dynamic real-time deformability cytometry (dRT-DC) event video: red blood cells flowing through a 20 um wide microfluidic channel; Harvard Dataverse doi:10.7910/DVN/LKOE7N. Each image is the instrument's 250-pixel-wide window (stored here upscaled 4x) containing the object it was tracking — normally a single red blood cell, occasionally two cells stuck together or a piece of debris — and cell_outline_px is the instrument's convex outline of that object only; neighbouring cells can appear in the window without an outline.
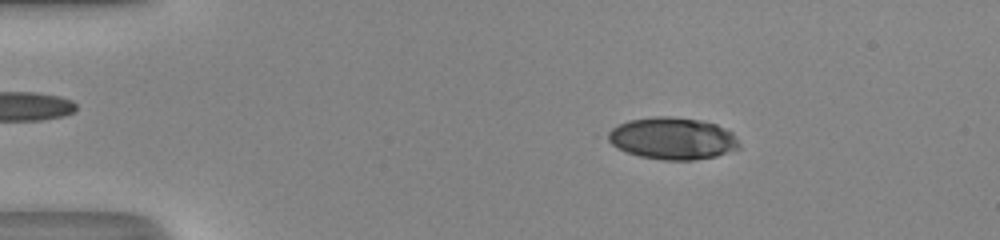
{"species": "human", "species_latin": "Homo sapiens", "temperature_condition": "room temperature", "stored_images_in_passage": 50, "camera_frame_rate_fps": 3000, "um_per_image_px": 0.085, "donor": {"sex": "male"}, "frame": {"image": 1, "passage_image": 9, "time_ms": 2.667, "image_size_px": [1000, 240], "cell_outline_px": [[740, 148], [716, 156], [692, 160], [664, 160], [640, 156], [628, 152], [596, 136], [628, 120], [652, 116], [672, 116], [704, 120], [716, 124], [732, 132], [740, 144]], "centroid_in_image_um": [57.09, 11.75], "position_along_channel_um": 27.9, "area_um2": 32.71}}
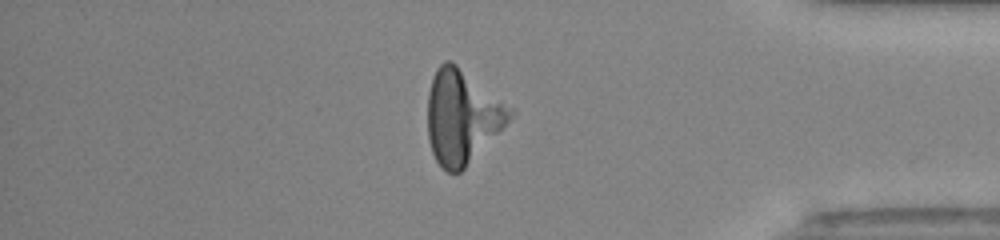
{"frame": {"image": 2, "passage_image": 43, "time_ms": 14.0, "image_size_px": [1000, 240], "cell_outline_px": [[512, 112], [508, 120], [464, 168], [460, 172], [448, 172], [436, 160], [432, 152], [428, 140], [428, 92], [432, 76], [436, 68], [444, 60], [452, 60], [512, 108]], "centroid_in_image_um": [39.21, 9.87], "position_along_channel_um": 396.0, "area_um2": 43.99}}
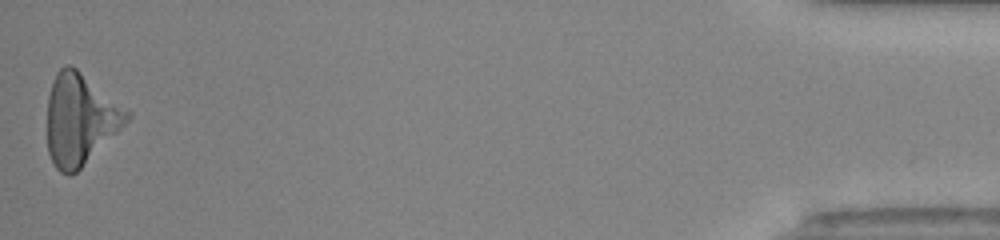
{"frame": {"image": 3, "passage_image": 50, "time_ms": 16.333, "image_size_px": [1000, 240], "cell_outline_px": [[132, 116], [76, 172], [68, 176], [60, 172], [56, 168], [48, 152], [48, 96], [56, 72], [64, 64], [68, 64], [76, 68], [132, 112]], "centroid_in_image_um": [6.8, 10.12], "position_along_channel_um": 428.4, "area_um2": 41.67}}